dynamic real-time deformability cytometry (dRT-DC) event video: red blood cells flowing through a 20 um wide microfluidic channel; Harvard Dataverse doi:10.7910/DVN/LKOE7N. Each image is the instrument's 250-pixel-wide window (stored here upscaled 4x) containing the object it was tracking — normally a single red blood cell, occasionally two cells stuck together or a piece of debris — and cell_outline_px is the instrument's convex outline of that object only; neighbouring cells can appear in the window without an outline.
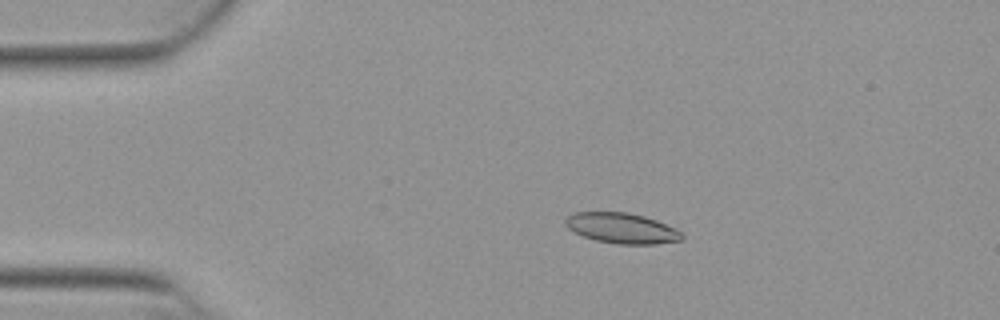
{"species": "Egyptian fruit bat (a non-hibernating species)", "species_latin": "Rousettus aegyptiacus", "temperature_condition": "warm", "stored_images_in_passage": 32, "camera_frame_rate_fps": 3000, "um_per_image_px": 0.085, "animal": {"sex": "female"}, "frame": {"image": 1, "passage_image": 10, "time_ms": 3.0, "image_size_px": [1000, 320], "cell_outline_px": [[684, 240], [656, 244], [616, 244], [596, 240], [584, 236], [568, 228], [564, 224], [564, 220], [572, 212], [628, 212], [644, 216], [656, 220], [676, 228], [684, 236]], "centroid_in_image_um": [52.87, 19.39], "position_along_channel_um": 32.1, "area_um2": 20.75}}
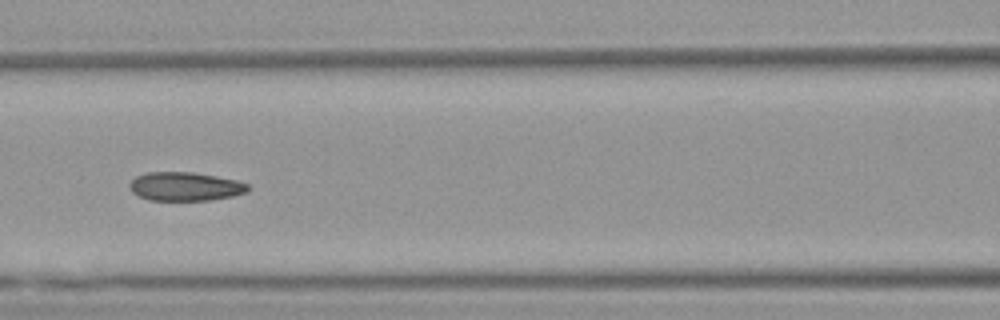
{"frame": {"image": 2, "passage_image": 23, "time_ms": 7.333, "image_size_px": [1000, 320], "cell_outline_px": [[248, 192], [232, 196], [208, 200], [148, 200], [132, 192], [128, 188], [128, 184], [136, 176], [148, 172], [192, 172], [216, 176], [236, 180], [248, 184]], "centroid_in_image_um": [15.71, 15.85], "position_along_channel_um": 150.9, "area_um2": 19.77}}
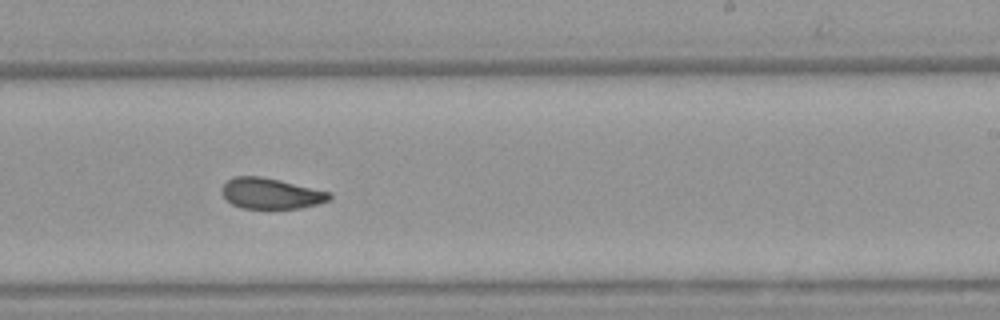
{"frame": {"image": 3, "passage_image": 32, "time_ms": 10.333, "image_size_px": [1000, 320], "cell_outline_px": [[332, 196], [328, 200], [316, 204], [300, 208], [240, 208], [232, 204], [220, 192], [220, 188], [228, 180], [236, 176], [260, 176], [280, 180], [332, 192]], "centroid_in_image_um": [23.02, 16.44], "position_along_channel_um": 266.0, "area_um2": 19.25}}